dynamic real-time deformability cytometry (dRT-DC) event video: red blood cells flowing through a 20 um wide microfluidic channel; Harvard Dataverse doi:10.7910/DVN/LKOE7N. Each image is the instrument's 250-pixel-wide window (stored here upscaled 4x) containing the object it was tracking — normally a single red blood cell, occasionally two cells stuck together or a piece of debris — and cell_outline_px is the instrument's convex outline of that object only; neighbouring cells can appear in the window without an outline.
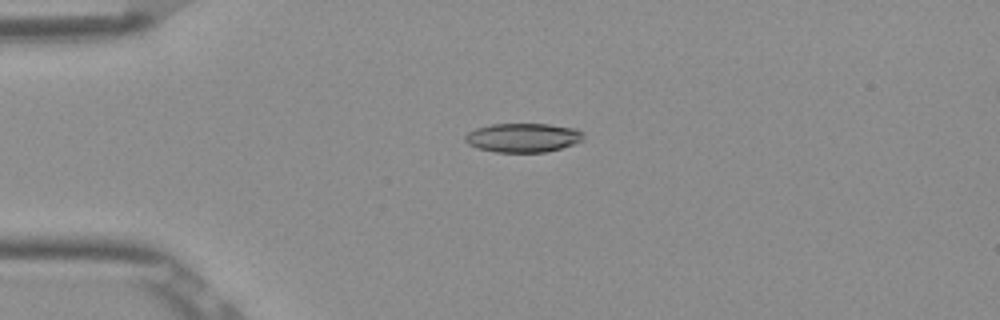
{"species": "Egyptian fruit bat (a non-hibernating species)", "species_latin": "Rousettus aegyptiacus", "temperature_condition": "room temperature", "stored_images_in_passage": 53, "camera_frame_rate_fps": 3000, "um_per_image_px": 0.085, "frame": {"image": 1, "passage_image": 13, "time_ms": 4.0, "image_size_px": [1000, 320], "cell_outline_px": [[584, 140], [560, 148], [544, 152], [496, 152], [476, 148], [468, 144], [464, 140], [464, 136], [468, 132], [476, 128], [492, 124], [548, 124], [576, 128], [584, 132]], "centroid_in_image_um": [44.45, 11.7], "position_along_channel_um": 40.6, "area_um2": 20.11}}
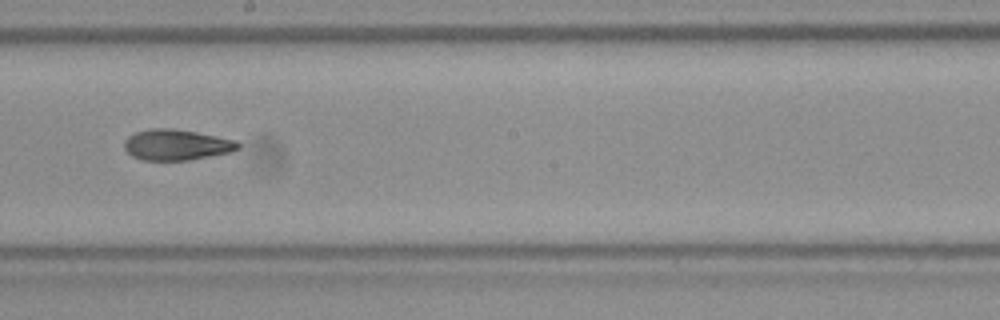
{"frame": {"image": 2, "passage_image": 30, "time_ms": 9.667, "image_size_px": [1000, 320], "cell_outline_px": [[240, 148], [232, 152], [188, 160], [140, 160], [132, 156], [124, 148], [124, 140], [128, 136], [136, 132], [148, 128], [172, 128], [196, 132], [236, 140], [240, 144]], "centroid_in_image_um": [14.99, 12.3], "position_along_channel_um": 233.2, "area_um2": 20.52}}
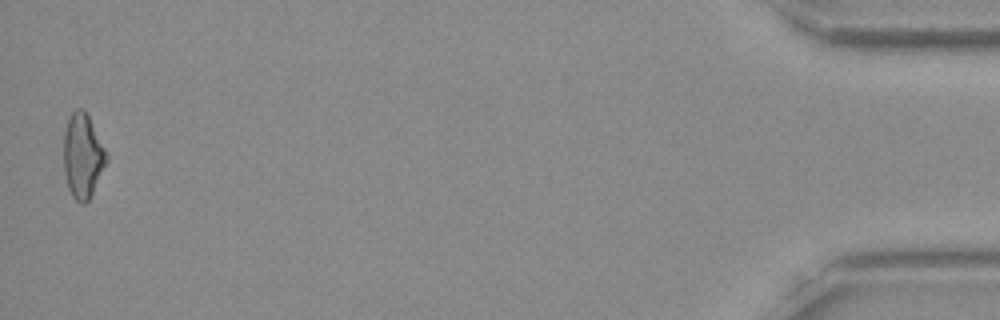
{"frame": {"image": 3, "passage_image": 52, "time_ms": 17.0, "image_size_px": [1000, 320], "cell_outline_px": [[108, 160], [88, 200], [84, 204], [80, 204], [72, 196], [68, 188], [64, 172], [64, 132], [68, 116], [76, 108], [84, 108], [108, 156]], "centroid_in_image_um": [7.01, 13.24], "position_along_channel_um": 428.2, "area_um2": 20.87}, "authors_computed_cell_mechanics": {"area_um2": 20.519, "velocity_mm_per_s": 3.8942, "shape_relaxation_time_tau1_ms": 5.898, "shape_relaxation_time_tau2_ms": 4.0452, "deformation_change_tau1": 0.1992, "deformation_change_tau2": 0.1213}}